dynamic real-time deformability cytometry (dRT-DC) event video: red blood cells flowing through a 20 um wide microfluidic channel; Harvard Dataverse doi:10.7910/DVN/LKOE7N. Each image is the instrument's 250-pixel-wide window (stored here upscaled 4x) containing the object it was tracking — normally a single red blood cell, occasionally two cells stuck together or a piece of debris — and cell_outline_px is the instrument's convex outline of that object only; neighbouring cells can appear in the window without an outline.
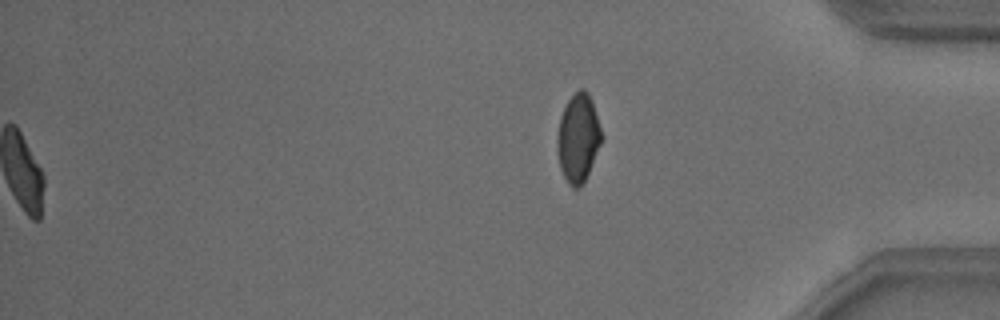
{"species": "common noctule bat (a hibernating species)", "species_latin": "Nyctalus noctula", "temperature_condition": "warm", "stored_images_in_passage": 40, "camera_frame_rate_fps": 3000, "um_per_image_px": 0.085, "animal": {"sex": "male", "body_mass_g": 18.8}, "frame": {"image": 1, "passage_image": 40, "time_ms": 13.0, "image_size_px": [1000, 320], "cell_outline_px": [[604, 136], [588, 172], [580, 188], [572, 188], [568, 184], [560, 168], [556, 148], [556, 136], [560, 116], [568, 100], [580, 88], [584, 88], [588, 92], [592, 100]], "centroid_in_image_um": [49.14, 11.72], "position_along_channel_um": 386.1, "area_um2": 23.0}, "authors_computed_cell_mechanics": {"area_um2": 21.2415, "velocity_mm_per_s": 3.8297, "shape_relaxation_time_tau1_ms": 3.4839, "shape_relaxation_time_tau2_ms": 1.436, "deformation_change_tau1": 0.1423, "deformation_change_tau2": 0.0633}}